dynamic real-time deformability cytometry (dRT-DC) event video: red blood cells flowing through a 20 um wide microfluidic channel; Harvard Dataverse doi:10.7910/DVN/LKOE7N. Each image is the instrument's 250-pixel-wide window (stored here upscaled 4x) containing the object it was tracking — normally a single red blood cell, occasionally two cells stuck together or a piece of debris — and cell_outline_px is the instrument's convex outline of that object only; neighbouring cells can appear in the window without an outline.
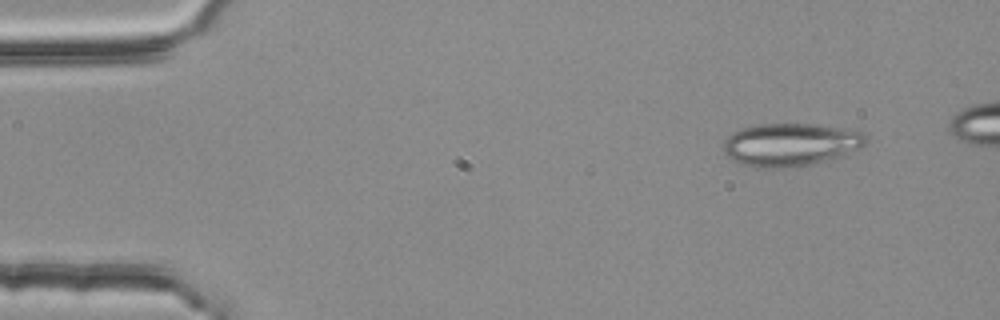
{"species": "common noctule bat (a hibernating species)", "species_latin": "Nyctalus noctula", "temperature_condition": "room temperature", "stored_images_in_passage": 4, "camera_frame_rate_fps": 3000, "um_per_image_px": 0.085, "animal": {"sex": "female", "body_mass_g": 25.1}, "frame": {"image": 1, "passage_image": 1, "time_ms": 0.0, "image_size_px": [1000, 320], "cell_outline_px": [[864, 144], [860, 148], [844, 156], [832, 160], [808, 164], [776, 168], [760, 168], [744, 164], [728, 156], [724, 152], [724, 140], [732, 132], [744, 128], [760, 124], [816, 124], [860, 128], [864, 132]], "centroid_in_image_um": [67.29, 12.26], "position_along_channel_um": 17.7, "area_um2": 35.84}}